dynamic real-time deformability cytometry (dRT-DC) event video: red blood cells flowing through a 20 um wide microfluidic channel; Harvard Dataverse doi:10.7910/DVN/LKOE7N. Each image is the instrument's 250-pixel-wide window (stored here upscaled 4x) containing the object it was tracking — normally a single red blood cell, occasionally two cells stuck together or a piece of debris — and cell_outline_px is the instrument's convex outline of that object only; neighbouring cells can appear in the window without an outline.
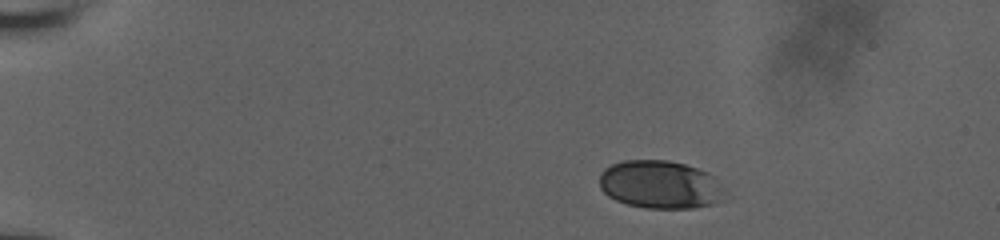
{"species": "human", "species_latin": "Homo sapiens", "temperature_condition": "room temperature", "stored_images_in_passage": 47, "camera_frame_rate_fps": 3000, "um_per_image_px": 0.085, "donor": {"sex": "male"}, "frame": {"image": 1, "passage_image": 1, "time_ms": 0.0, "image_size_px": [1000, 240], "cell_outline_px": [[728, 200], [712, 204], [692, 208], [644, 208], [628, 204], [616, 200], [608, 196], [600, 188], [600, 172], [604, 168], [612, 164], [624, 160], [668, 160], [684, 164], [708, 172], [728, 192]], "centroid_in_image_um": [56.16, 15.7], "position_along_channel_um": 28.8, "area_um2": 35.55}}
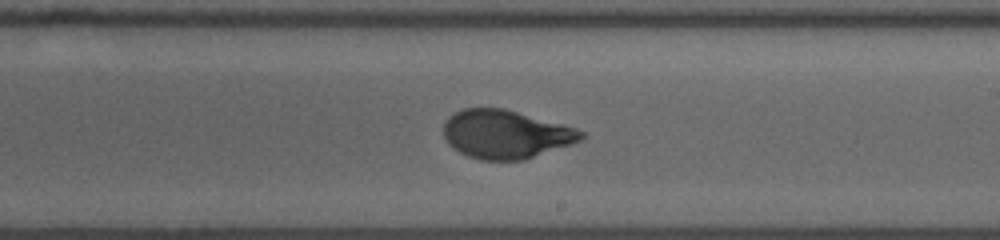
{"frame": {"image": 2, "passage_image": 26, "time_ms": 8.333, "image_size_px": [1000, 240], "cell_outline_px": [[588, 136], [572, 144], [524, 160], [480, 160], [468, 156], [460, 152], [448, 144], [444, 136], [444, 124], [448, 116], [464, 108], [504, 108], [564, 124], [576, 128], [584, 132]], "centroid_in_image_um": [43.01, 11.41], "position_along_channel_um": 246.0, "area_um2": 39.02}}
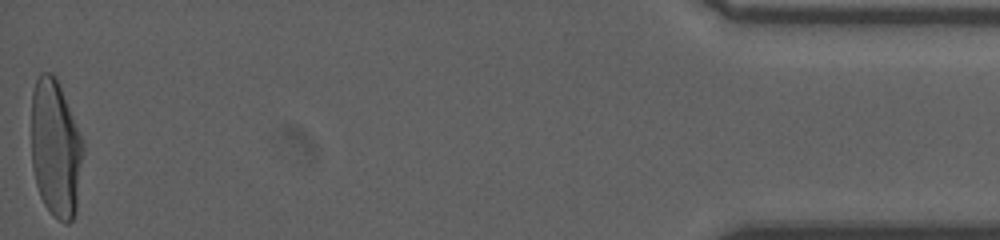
{"frame": {"image": 3, "passage_image": 47, "time_ms": 15.333, "image_size_px": [1000, 240], "cell_outline_px": [[84, 152], [76, 212], [72, 220], [68, 224], [64, 224], [52, 216], [48, 212], [40, 196], [36, 184], [32, 164], [32, 92], [36, 80], [40, 72], [52, 72], [56, 76], [84, 144]], "centroid_in_image_um": [4.73, 12.66], "position_along_channel_um": 430.5, "area_um2": 41.91}, "authors_computed_cell_mechanics": {"area_um2": 38.9572, "velocity_mm_per_s": 3.829, "shape_relaxation_time_tau1_ms": 4.2683, "shape_relaxation_time_tau2_ms": null, "deformation_change_tau1": 0.1779, "deformation_change_tau2": null}}